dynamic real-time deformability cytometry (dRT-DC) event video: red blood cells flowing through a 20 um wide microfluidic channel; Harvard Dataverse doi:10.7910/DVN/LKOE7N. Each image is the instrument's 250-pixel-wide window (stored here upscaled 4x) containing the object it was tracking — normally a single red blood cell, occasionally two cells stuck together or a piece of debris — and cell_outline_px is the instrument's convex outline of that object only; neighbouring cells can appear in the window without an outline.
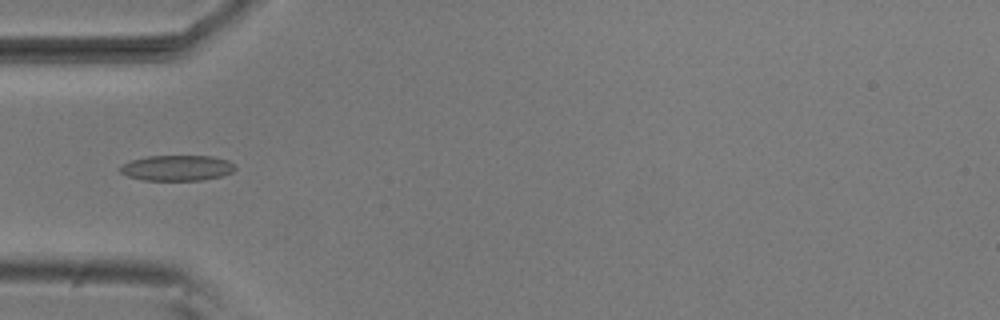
{"species": "common noctule bat (a hibernating species)", "species_latin": "Nyctalus noctula", "temperature_condition": "room temperature", "stored_images_in_passage": 6, "camera_frame_rate_fps": 3000, "um_per_image_px": 0.085, "animal": {"sex": "male", "body_mass_g": 20.5, "forearm_length_mm": 52.5}, "frame": {"image": 1, "passage_image": 4, "time_ms": 1.0, "image_size_px": [1000, 320], "cell_outline_px": [[236, 168], [232, 172], [224, 176], [200, 180], [144, 180], [128, 176], [120, 172], [116, 168], [132, 160], [148, 156], [212, 156], [228, 160], [236, 164]], "centroid_in_image_um": [15.08, 14.27], "position_along_channel_um": 69.9, "area_um2": 17.22}}
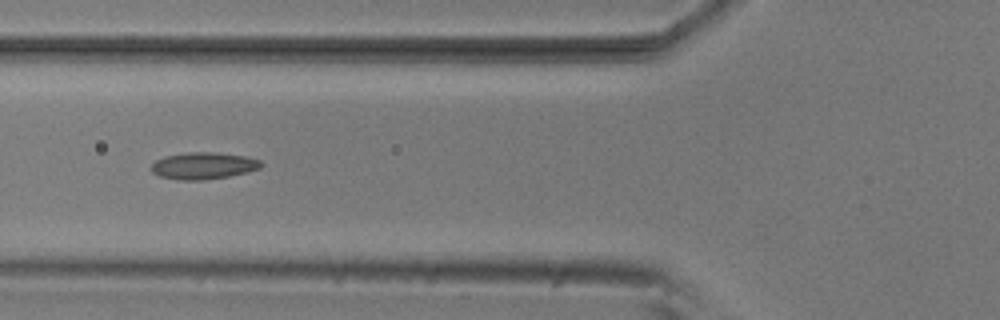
{"frame": {"image": 2, "passage_image": 5, "time_ms": 1.333, "image_size_px": [1000, 320], "cell_outline_px": [[264, 164], [260, 168], [248, 172], [228, 176], [200, 180], [176, 180], [160, 176], [152, 172], [152, 164], [156, 160], [164, 156], [188, 152], [212, 152], [248, 156], [260, 160]], "centroid_in_image_um": [17.31, 14.08], "position_along_channel_um": 108.5, "area_um2": 17.22}}
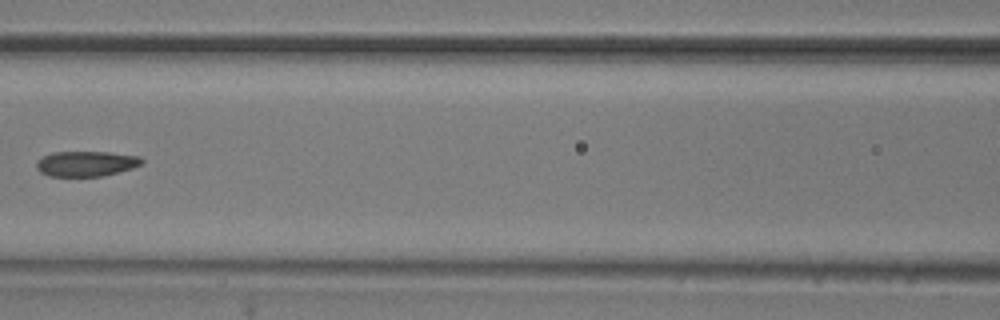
{"frame": {"image": 3, "passage_image": 6, "time_ms": 1.667, "image_size_px": [1000, 320], "cell_outline_px": [[144, 164], [132, 168], [100, 176], [48, 176], [40, 172], [36, 168], [36, 160], [52, 152], [108, 152], [140, 156], [144, 160]], "centroid_in_image_um": [7.32, 13.9], "position_along_channel_um": 159.3, "area_um2": 15.55}}